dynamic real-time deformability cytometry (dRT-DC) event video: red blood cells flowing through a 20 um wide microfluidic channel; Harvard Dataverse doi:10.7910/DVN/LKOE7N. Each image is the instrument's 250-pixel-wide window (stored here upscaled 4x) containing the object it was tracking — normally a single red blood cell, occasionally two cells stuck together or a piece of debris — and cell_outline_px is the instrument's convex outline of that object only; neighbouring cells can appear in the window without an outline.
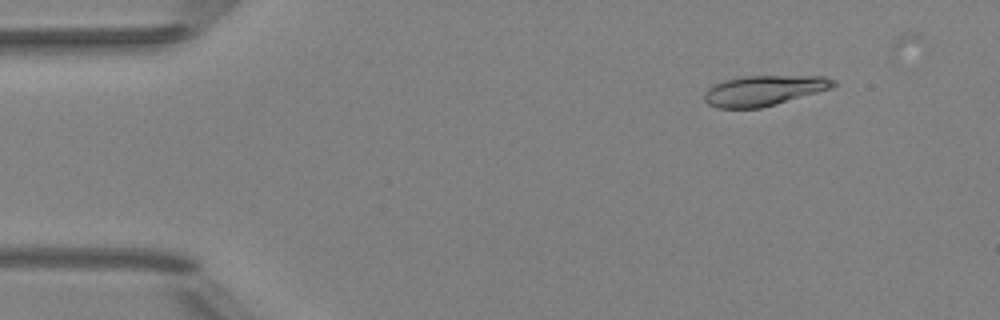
{"species": "Egyptian fruit bat (a non-hibernating species)", "species_latin": "Rousettus aegyptiacus", "temperature_condition": "room temperature", "stored_images_in_passage": 46, "camera_frame_rate_fps": 3000, "um_per_image_px": 0.085, "animal": {"sex": "female"}, "frame": {"image": 1, "passage_image": 6, "time_ms": 1.667, "image_size_px": [1000, 320], "cell_outline_px": [[836, 84], [832, 88], [776, 104], [760, 108], [716, 108], [708, 104], [704, 100], [704, 92], [708, 88], [724, 80], [744, 76], [824, 76], [836, 80]], "centroid_in_image_um": [64.92, 7.69], "position_along_channel_um": 20.1, "area_um2": 22.72}}
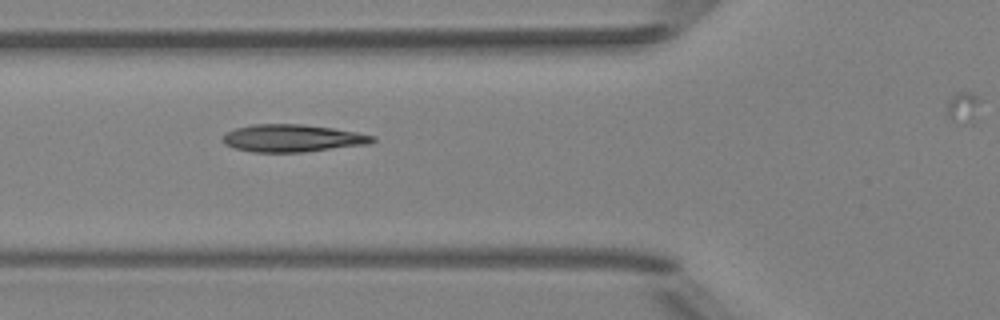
{"frame": {"image": 2, "passage_image": 19, "time_ms": 6.0, "image_size_px": [1000, 320], "cell_outline_px": [[376, 140], [368, 144], [304, 152], [252, 152], [236, 148], [224, 144], [220, 140], [228, 132], [236, 128], [252, 124], [300, 124], [332, 128], [356, 132], [376, 136]], "centroid_in_image_um": [24.85, 11.75], "position_along_channel_um": 100.9, "area_um2": 23.87}}
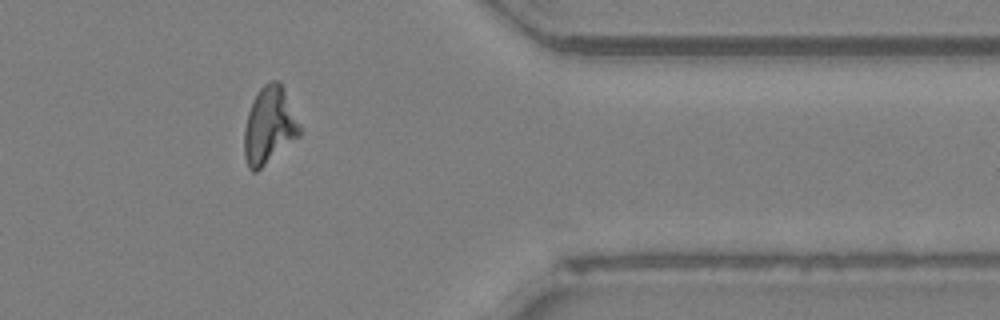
{"frame": {"image": 3, "passage_image": 42, "time_ms": 13.667, "image_size_px": [1000, 320], "cell_outline_px": [[304, 132], [300, 136], [256, 172], [252, 172], [248, 168], [244, 156], [244, 128], [248, 112], [260, 88], [264, 84], [272, 80], [276, 80], [280, 84]], "centroid_in_image_um": [22.88, 10.73], "position_along_channel_um": 388.5, "area_um2": 24.62}, "authors_computed_cell_mechanics": {"area_um2": 23.409, "velocity_mm_per_s": 4.0017, "shape_relaxation_time_tau1_ms": 6.2965, "shape_relaxation_time_tau2_ms": 2.3486, "deformation_change_tau1": 0.1688, "deformation_change_tau2": 0.0833}}